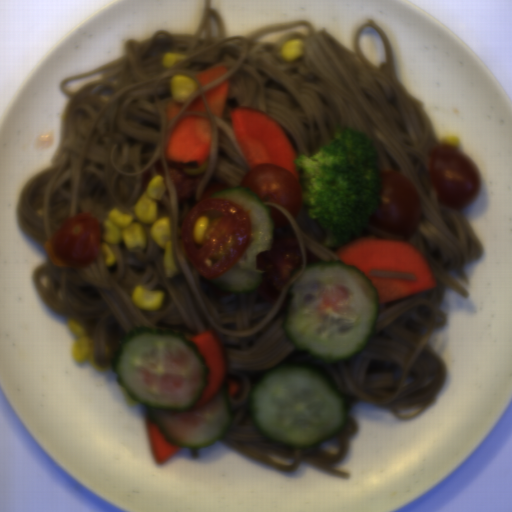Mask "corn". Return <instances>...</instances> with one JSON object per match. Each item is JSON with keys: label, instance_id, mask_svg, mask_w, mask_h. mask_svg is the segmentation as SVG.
<instances>
[{"label": "corn", "instance_id": "51d56268", "mask_svg": "<svg viewBox=\"0 0 512 512\" xmlns=\"http://www.w3.org/2000/svg\"><path fill=\"white\" fill-rule=\"evenodd\" d=\"M167 187L161 174L149 179L137 202L132 205V213H122L115 206L107 212L102 224L100 250L105 265L112 267L116 258L109 244H119L128 250H144L147 244L145 225L149 226L152 241L163 249V265L166 279L179 274L175 261L171 238L170 216L159 217L158 204Z\"/></svg>", "mask_w": 512, "mask_h": 512}, {"label": "corn", "instance_id": "f1292c28", "mask_svg": "<svg viewBox=\"0 0 512 512\" xmlns=\"http://www.w3.org/2000/svg\"><path fill=\"white\" fill-rule=\"evenodd\" d=\"M68 325L73 335L71 347V358L76 363L89 362L95 369L99 365L95 359L96 340L94 335L89 333V327L84 320L68 317Z\"/></svg>", "mask_w": 512, "mask_h": 512}, {"label": "corn", "instance_id": "5cfa1b94", "mask_svg": "<svg viewBox=\"0 0 512 512\" xmlns=\"http://www.w3.org/2000/svg\"><path fill=\"white\" fill-rule=\"evenodd\" d=\"M165 298L163 289L151 290L142 283L134 286L131 294L133 304L147 311H159L164 306Z\"/></svg>", "mask_w": 512, "mask_h": 512}, {"label": "corn", "instance_id": "cfcad685", "mask_svg": "<svg viewBox=\"0 0 512 512\" xmlns=\"http://www.w3.org/2000/svg\"><path fill=\"white\" fill-rule=\"evenodd\" d=\"M197 85L192 77L187 75H177L170 78V90L173 102H183L186 98L195 92Z\"/></svg>", "mask_w": 512, "mask_h": 512}, {"label": "corn", "instance_id": "2b8c4276", "mask_svg": "<svg viewBox=\"0 0 512 512\" xmlns=\"http://www.w3.org/2000/svg\"><path fill=\"white\" fill-rule=\"evenodd\" d=\"M306 42L302 38L289 39L283 43L281 48V58L285 61L297 60L305 53Z\"/></svg>", "mask_w": 512, "mask_h": 512}, {"label": "corn", "instance_id": "79e197a2", "mask_svg": "<svg viewBox=\"0 0 512 512\" xmlns=\"http://www.w3.org/2000/svg\"><path fill=\"white\" fill-rule=\"evenodd\" d=\"M210 221L206 215H200L192 223V235L195 242L203 244L207 226Z\"/></svg>", "mask_w": 512, "mask_h": 512}, {"label": "corn", "instance_id": "30e3d8cc", "mask_svg": "<svg viewBox=\"0 0 512 512\" xmlns=\"http://www.w3.org/2000/svg\"><path fill=\"white\" fill-rule=\"evenodd\" d=\"M188 56H183L178 53L166 52L161 56V64L163 68H170L179 64L182 60L187 59Z\"/></svg>", "mask_w": 512, "mask_h": 512}, {"label": "corn", "instance_id": "6a14855c", "mask_svg": "<svg viewBox=\"0 0 512 512\" xmlns=\"http://www.w3.org/2000/svg\"><path fill=\"white\" fill-rule=\"evenodd\" d=\"M438 143L439 145L458 148L460 146V139L455 135H445L438 139Z\"/></svg>", "mask_w": 512, "mask_h": 512}]
</instances>
